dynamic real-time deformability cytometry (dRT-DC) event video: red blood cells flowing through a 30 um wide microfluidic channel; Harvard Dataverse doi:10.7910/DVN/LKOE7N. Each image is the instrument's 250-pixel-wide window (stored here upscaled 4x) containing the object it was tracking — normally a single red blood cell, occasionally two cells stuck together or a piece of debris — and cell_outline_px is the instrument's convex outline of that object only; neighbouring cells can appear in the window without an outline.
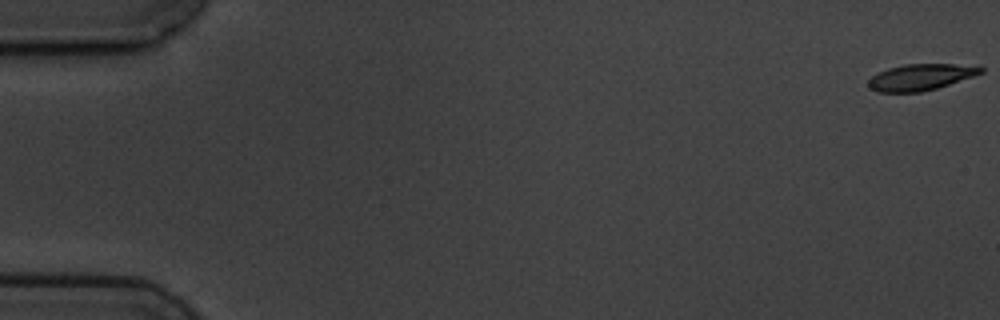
{"species": "common noctule bat (a hibernating species)", "species_latin": "Nyctalus noctula", "temperature_condition": "cold", "stored_images_in_passage": 15, "camera_frame_rate_fps": 3000, "um_per_image_px": 0.085, "animal": {"sex": "male", "body_mass_g": 19.5, "forearm_length_mm": 54.6}, "frame": {"image": 1, "passage_image": 1, "time_ms": 0.0, "image_size_px": [1000, 320], "cell_outline_px": [[984, 72], [936, 88], [920, 92], [876, 92], [868, 84], [868, 80], [872, 76], [888, 68], [904, 64], [952, 64], [984, 68]], "centroid_in_image_um": [78.21, 6.56], "position_along_channel_um": 6.8, "area_um2": 16.82}}
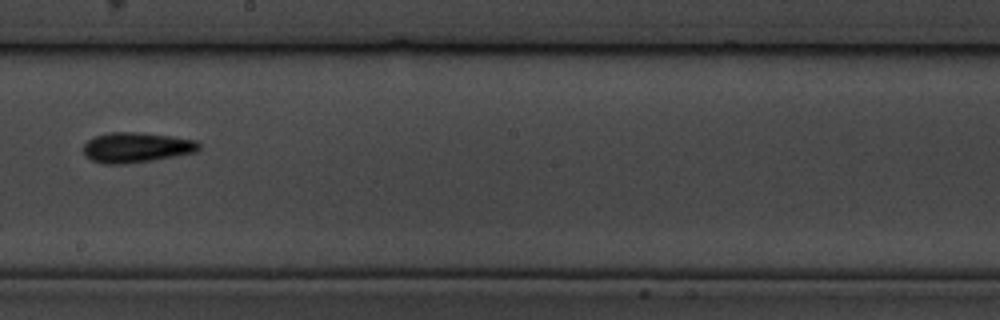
{"frame": {"image": 2, "passage_image": 9, "time_ms": 10.667, "image_size_px": [1000, 320], "cell_outline_px": [[200, 148], [196, 152], [176, 156], [152, 160], [124, 164], [104, 164], [92, 160], [84, 156], [84, 144], [88, 140], [96, 136], [112, 132], [140, 132], [172, 136], [196, 140], [200, 144]], "centroid_in_image_um": [11.6, 12.53], "position_along_channel_um": 236.6, "area_um2": 20.35}}
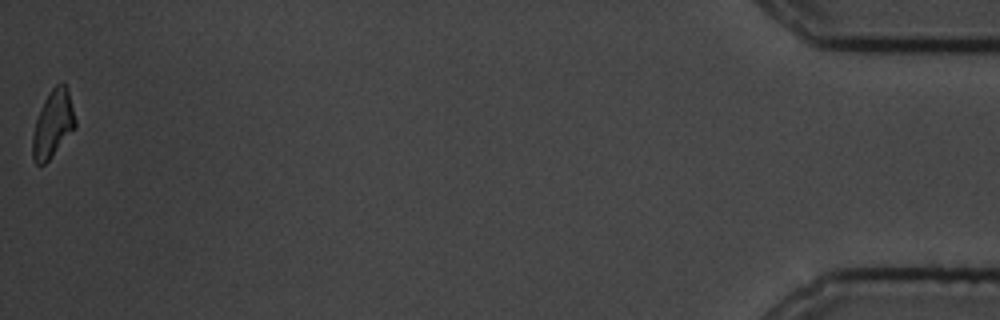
{"frame": {"image": 3, "passage_image": 15, "time_ms": 18.667, "image_size_px": [1000, 320], "cell_outline_px": [[76, 128], [48, 160], [44, 164], [36, 164], [32, 160], [32, 136], [36, 120], [44, 100], [48, 92], [60, 80], [68, 88], [76, 120]], "centroid_in_image_um": [4.5, 10.51], "position_along_channel_um": 430.7, "area_um2": 16.82}, "authors_computed_cell_mechanics": {"area_um2": 18.2648, "velocity_mm_per_s": 3.5976, "shape_relaxation_time_tau1_ms": 2.3798, "shape_relaxation_time_tau2_ms": null, "deformation_change_tau1": 0.1077, "deformation_change_tau2": null}}